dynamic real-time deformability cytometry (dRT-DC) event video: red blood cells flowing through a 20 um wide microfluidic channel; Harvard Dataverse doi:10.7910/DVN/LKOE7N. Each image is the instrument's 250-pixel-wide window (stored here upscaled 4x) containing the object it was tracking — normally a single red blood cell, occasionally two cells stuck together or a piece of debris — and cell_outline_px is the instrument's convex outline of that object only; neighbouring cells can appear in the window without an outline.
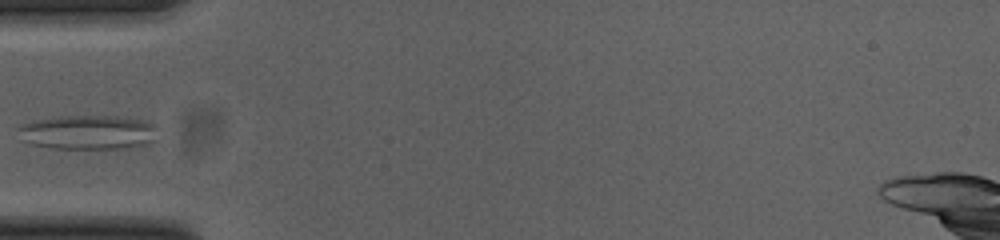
{"species": "common noctule bat (a hibernating species)", "species_latin": "Nyctalus noctula", "temperature_condition": "cold", "stored_images_in_passage": 31, "camera_frame_rate_fps": 3000, "um_per_image_px": 0.085, "animal": {"sex": "female", "body_mass_g": 23.0, "forearm_length_mm": 53.4}, "frame": {"image": 1, "passage_image": 1, "time_ms": 0.0, "image_size_px": [1000, 240], "cell_outline_px": [[156, 140], [148, 144], [136, 148], [52, 148], [32, 144], [24, 140], [16, 128], [24, 124], [36, 120], [60, 116], [116, 116], [140, 120], [156, 124]], "centroid_in_image_um": [7.55, 11.25], "position_along_channel_um": 77.5, "area_um2": 27.92}}